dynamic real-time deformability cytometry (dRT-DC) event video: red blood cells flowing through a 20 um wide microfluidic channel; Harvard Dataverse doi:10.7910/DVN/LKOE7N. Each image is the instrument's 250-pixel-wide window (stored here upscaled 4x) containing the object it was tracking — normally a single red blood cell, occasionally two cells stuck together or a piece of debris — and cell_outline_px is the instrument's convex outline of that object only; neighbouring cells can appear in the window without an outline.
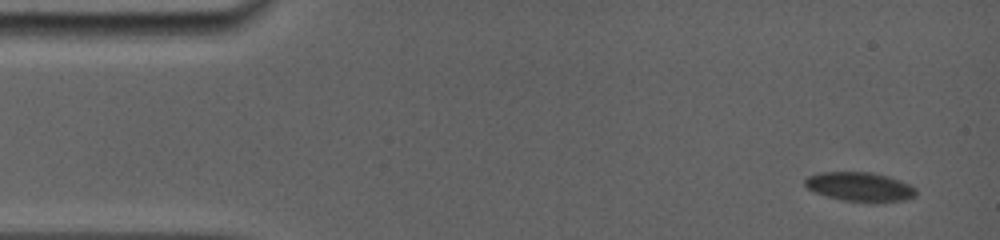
{"species": "common noctule bat (a hibernating species)", "species_latin": "Nyctalus noctula", "temperature_condition": "room temperature", "stored_images_in_passage": 13, "camera_frame_rate_fps": 5000, "um_per_image_px": 0.085, "animal": {"sex": "female", "body_mass_g": 19.0, "forearm_length_mm": 56.7}, "frame": {"image": 1, "passage_image": 1, "time_ms": 0.0, "image_size_px": [1000, 240], "cell_outline_px": [[916, 196], [908, 200], [844, 200], [828, 196], [816, 192], [808, 188], [804, 184], [804, 180], [808, 176], [820, 172], [868, 172], [888, 176], [900, 180], [916, 188]], "centroid_in_image_um": [73.08, 15.84], "position_along_channel_um": 11.9, "area_um2": 18.26}}
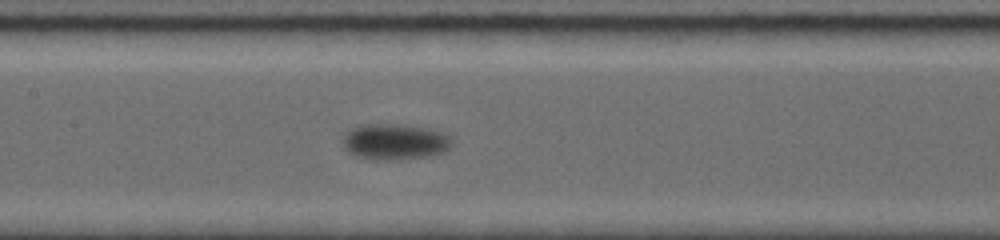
{"frame": {"image": 2, "passage_image": 8, "time_ms": 7.8, "image_size_px": [1000, 240], "cell_outline_px": [[452, 144], [444, 152], [432, 156], [396, 160], [384, 160], [356, 156], [348, 152], [344, 148], [344, 136], [352, 128], [360, 124], [404, 124], [428, 128], [444, 132], [452, 140]], "centroid_in_image_um": [33.59, 12.04], "position_along_channel_um": 173.8, "area_um2": 23.0}}
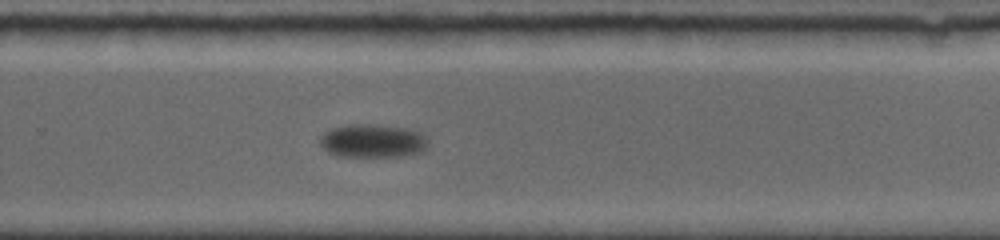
{"frame": {"image": 3, "passage_image": 13, "time_ms": 11.4, "image_size_px": [1000, 240], "cell_outline_px": [[428, 144], [420, 152], [404, 156], [340, 156], [328, 152], [320, 144], [320, 136], [324, 132], [332, 128], [352, 124], [376, 124], [408, 128], [420, 132], [428, 140]], "centroid_in_image_um": [31.68, 11.96], "position_along_channel_um": 298.1, "area_um2": 21.04}}